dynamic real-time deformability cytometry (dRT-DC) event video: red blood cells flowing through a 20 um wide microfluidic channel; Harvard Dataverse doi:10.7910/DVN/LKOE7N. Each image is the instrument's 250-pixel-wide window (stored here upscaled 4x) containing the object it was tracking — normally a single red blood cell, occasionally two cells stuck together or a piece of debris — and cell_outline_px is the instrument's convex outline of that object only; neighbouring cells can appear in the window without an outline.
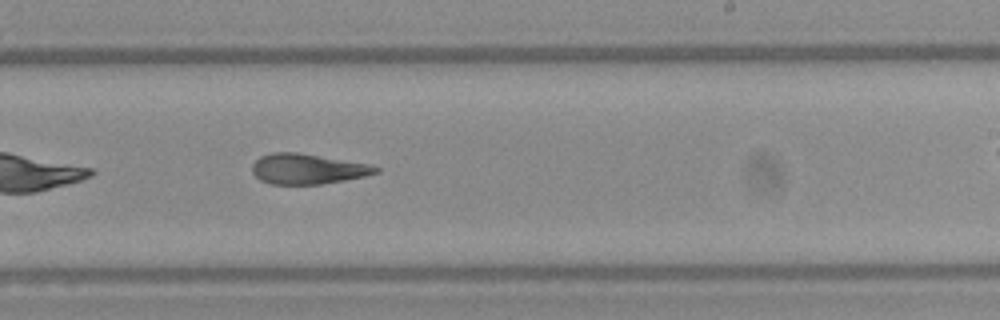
{"species": "Egyptian fruit bat (a non-hibernating species)", "species_latin": "Rousettus aegyptiacus", "temperature_condition": "warm", "stored_images_in_passage": 37, "camera_frame_rate_fps": 3000, "um_per_image_px": 0.085, "frame": {"image": 1, "passage_image": 16, "time_ms": 5.0, "image_size_px": [1000, 320], "cell_outline_px": [[380, 172], [364, 176], [344, 180], [320, 184], [268, 184], [260, 180], [252, 172], [252, 164], [260, 156], [272, 152], [296, 152], [372, 164], [380, 168]], "centroid_in_image_um": [26.14, 14.35], "position_along_channel_um": 262.9, "area_um2": 21.91}}
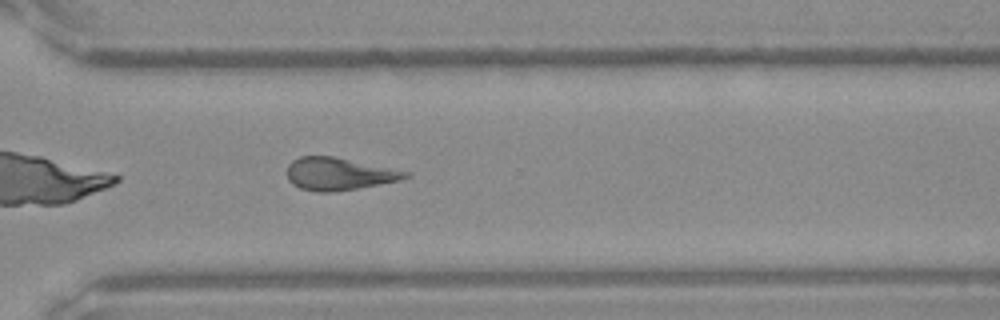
{"frame": {"image": 2, "passage_image": 22, "time_ms": 7.0, "image_size_px": [1000, 320], "cell_outline_px": [[412, 176], [400, 180], [380, 184], [332, 192], [316, 192], [300, 188], [292, 184], [288, 180], [288, 164], [292, 160], [300, 156], [332, 156], [412, 172]], "centroid_in_image_um": [28.82, 14.78], "position_along_channel_um": 341.8, "area_um2": 22.43}, "authors_computed_cell_mechanics": {"area_um2": 22.7732, "velocity_mm_per_s": 3.9518, "shape_relaxation_time_tau1_ms": null, "shape_relaxation_time_tau2_ms": 6.7342, "deformation_change_tau1": null, "deformation_change_tau2": 0.2003}}